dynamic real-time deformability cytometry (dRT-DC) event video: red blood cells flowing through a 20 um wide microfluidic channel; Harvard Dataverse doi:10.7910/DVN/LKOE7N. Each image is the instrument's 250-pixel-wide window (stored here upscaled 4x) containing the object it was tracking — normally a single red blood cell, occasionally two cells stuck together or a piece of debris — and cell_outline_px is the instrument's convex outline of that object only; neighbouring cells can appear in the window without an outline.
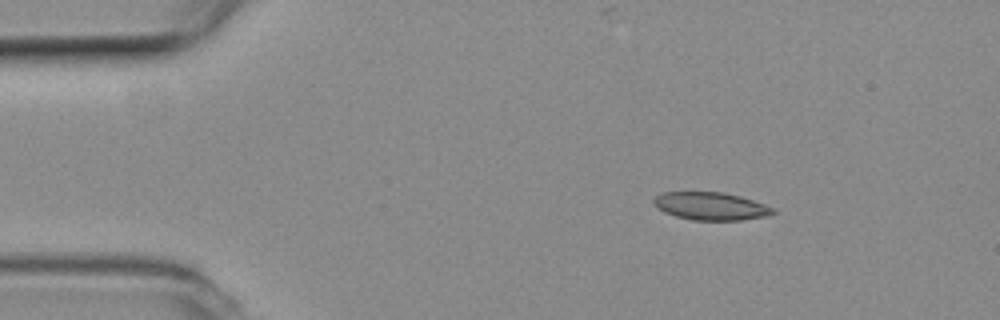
{"species": "common noctule bat (a hibernating species)", "species_latin": "Nyctalus noctula", "temperature_condition": "room temperature", "stored_images_in_passage": 6, "segment_of_instrument_passage": [1, 2], "camera_frame_rate_fps": 3000, "um_per_image_px": 0.085, "animal": {"sex": "female", "body_mass_g": 19.3, "forearm_length_mm": 54.1}, "frame": {"image": 1, "passage_image": 3, "time_ms": 0.667, "image_size_px": [1000, 320], "cell_outline_px": [[776, 212], [768, 216], [740, 220], [692, 220], [676, 216], [664, 212], [652, 200], [656, 196], [664, 192], [724, 192], [740, 196], [776, 208]], "centroid_in_image_um": [60.47, 17.52], "position_along_channel_um": 24.5, "area_um2": 19.25}}